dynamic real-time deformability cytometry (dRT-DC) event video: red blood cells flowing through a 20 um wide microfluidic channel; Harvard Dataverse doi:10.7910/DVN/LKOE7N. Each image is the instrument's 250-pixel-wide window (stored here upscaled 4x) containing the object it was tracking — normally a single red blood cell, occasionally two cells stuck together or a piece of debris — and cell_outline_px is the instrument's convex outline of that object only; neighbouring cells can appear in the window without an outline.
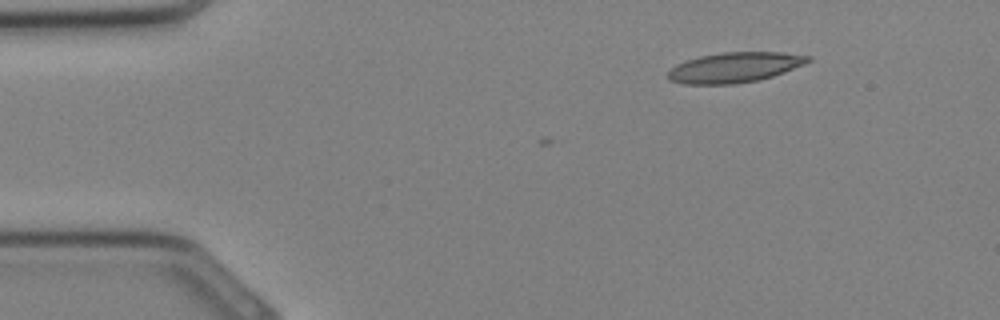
{"species": "Egyptian fruit bat (a non-hibernating species)", "species_latin": "Rousettus aegyptiacus", "temperature_condition": "cold", "stored_images_in_passage": 4, "camera_frame_rate_fps": 3000, "um_per_image_px": 0.085, "animal": {"sex": "female"}, "frame": {"image": 1, "passage_image": 1, "time_ms": 0.0, "image_size_px": [1000, 320], "cell_outline_px": [[812, 60], [804, 64], [784, 72], [760, 80], [736, 84], [684, 84], [672, 80], [668, 76], [668, 72], [676, 64], [684, 60], [700, 56], [724, 52], [780, 52], [812, 56]], "centroid_in_image_um": [62.46, 5.72], "position_along_channel_um": 22.5, "area_um2": 24.62}}